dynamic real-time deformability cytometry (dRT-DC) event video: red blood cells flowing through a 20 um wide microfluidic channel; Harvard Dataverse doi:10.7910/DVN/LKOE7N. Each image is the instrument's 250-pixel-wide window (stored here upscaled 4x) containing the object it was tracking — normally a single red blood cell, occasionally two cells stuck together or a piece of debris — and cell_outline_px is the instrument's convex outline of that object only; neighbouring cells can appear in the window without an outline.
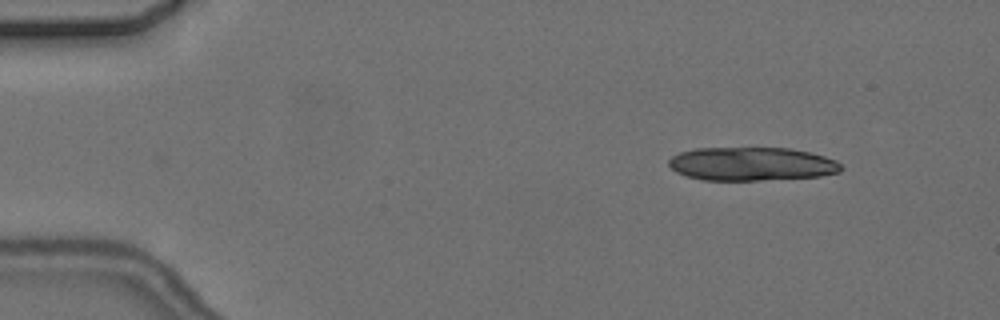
{"species": "common noctule bat (a hibernating species)", "species_latin": "Nyctalus noctula", "temperature_condition": "cold", "stored_images_in_passage": 3, "camera_frame_rate_fps": 3000, "um_per_image_px": 0.085, "animal": {"sex": "female", "body_mass_g": 24.6, "forearm_length_mm": 56.2}, "frame": {"image": 1, "passage_image": 3, "time_ms": 2.333, "image_size_px": [1000, 320], "cell_outline_px": [[844, 168], [840, 172], [820, 176], [760, 180], [704, 180], [688, 176], [676, 172], [668, 164], [668, 160], [672, 156], [680, 152], [696, 148], [792, 148], [824, 156], [836, 160]], "centroid_in_image_um": [63.9, 13.93], "position_along_channel_um": 21.1, "area_um2": 33.64}}